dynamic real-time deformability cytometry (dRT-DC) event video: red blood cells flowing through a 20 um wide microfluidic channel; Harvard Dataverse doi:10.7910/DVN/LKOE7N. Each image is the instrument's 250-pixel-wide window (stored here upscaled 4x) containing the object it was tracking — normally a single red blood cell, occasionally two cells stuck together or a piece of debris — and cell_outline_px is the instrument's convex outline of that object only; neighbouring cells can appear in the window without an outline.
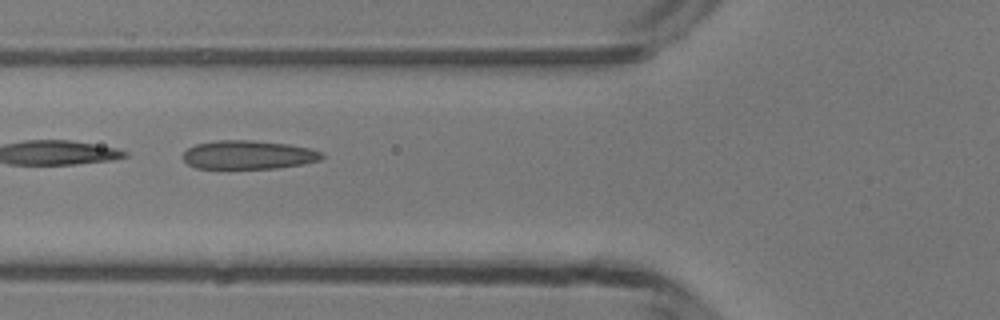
{"species": "common noctule bat (a hibernating species)", "species_latin": "Nyctalus noctula", "temperature_condition": "room temperature", "stored_images_in_passage": 12, "camera_frame_rate_fps": 3000, "um_per_image_px": 0.085, "animal": {"sex": "male", "body_mass_g": 13.3}, "frame": {"image": 1, "passage_image": 4, "time_ms": 1.0, "image_size_px": [1000, 320], "cell_outline_px": [[324, 156], [320, 160], [304, 164], [276, 168], [196, 168], [188, 164], [184, 160], [184, 152], [188, 148], [196, 144], [220, 140], [252, 140], [288, 144], [308, 148], [324, 152]], "centroid_in_image_um": [21.14, 13.16], "position_along_channel_um": 104.7, "area_um2": 23.12}}
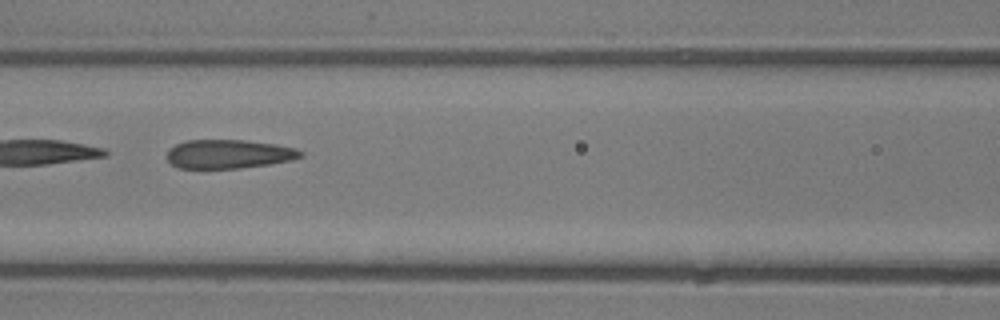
{"frame": {"image": 2, "passage_image": 7, "time_ms": 2.0, "image_size_px": [1000, 320], "cell_outline_px": [[304, 156], [292, 160], [268, 164], [236, 168], [176, 168], [168, 160], [168, 148], [176, 144], [188, 140], [244, 140], [276, 144], [296, 148], [304, 152]], "centroid_in_image_um": [19.46, 13.09], "position_along_channel_um": 147.1, "area_um2": 22.48}}
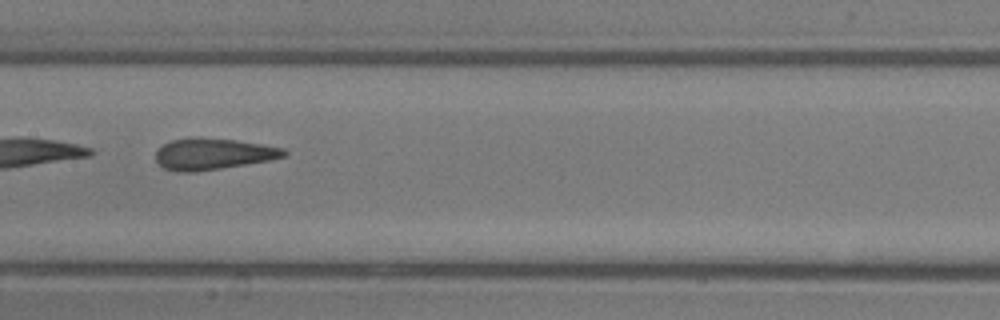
{"frame": {"image": 3, "passage_image": 10, "time_ms": 3.0, "image_size_px": [1000, 320], "cell_outline_px": [[288, 152], [284, 156], [268, 160], [196, 172], [180, 172], [164, 168], [156, 160], [156, 152], [164, 144], [172, 140], [192, 136], [196, 136], [236, 140], [284, 148]], "centroid_in_image_um": [18.08, 13.07], "position_along_channel_um": 189.3, "area_um2": 23.29}}